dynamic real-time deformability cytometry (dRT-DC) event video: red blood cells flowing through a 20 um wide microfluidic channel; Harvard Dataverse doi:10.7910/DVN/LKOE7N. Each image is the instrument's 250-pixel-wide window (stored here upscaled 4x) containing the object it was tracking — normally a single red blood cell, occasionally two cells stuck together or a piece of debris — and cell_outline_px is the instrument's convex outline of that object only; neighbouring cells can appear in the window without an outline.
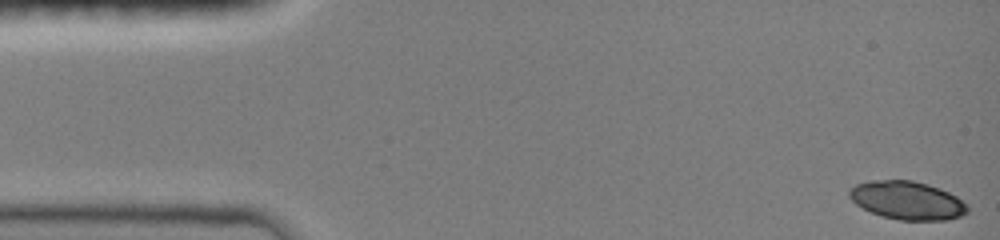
{"species": "common noctule bat (a hibernating species)", "species_latin": "Nyctalus noctula", "temperature_condition": "room temperature", "stored_images_in_passage": 41, "camera_frame_rate_fps": 3000, "um_per_image_px": 0.085, "animal": {"sex": "female", "body_mass_g": 19.0, "forearm_length_mm": 51.5}, "frame": {"image": 1, "passage_image": 1, "time_ms": 0.0, "image_size_px": [1000, 240], "cell_outline_px": [[968, 212], [960, 216], [944, 220], [900, 220], [880, 216], [856, 204], [848, 196], [848, 188], [856, 184], [872, 180], [912, 180], [928, 184], [940, 188], [956, 196], [968, 208]], "centroid_in_image_um": [77.07, 17.02], "position_along_channel_um": 7.9, "area_um2": 26.3}}
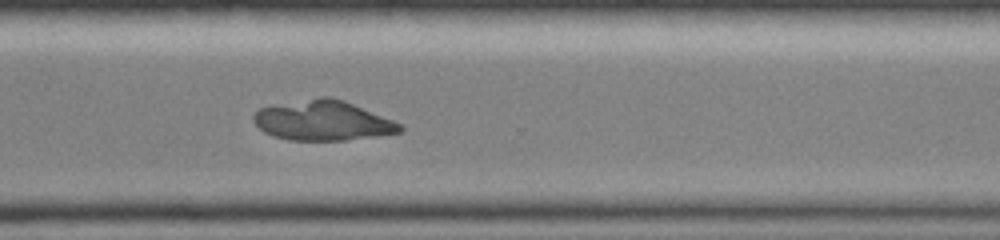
{"frame": {"image": 2, "passage_image": 31, "time_ms": 10.0, "image_size_px": [1000, 240], "cell_outline_px": [[404, 128], [400, 132], [376, 136], [344, 140], [288, 140], [272, 136], [264, 132], [252, 120], [252, 116], [260, 108], [320, 96], [332, 96], [344, 100], [392, 120], [400, 124]], "centroid_in_image_um": [27.42, 10.25], "position_along_channel_um": 343.2, "area_um2": 33.81}}
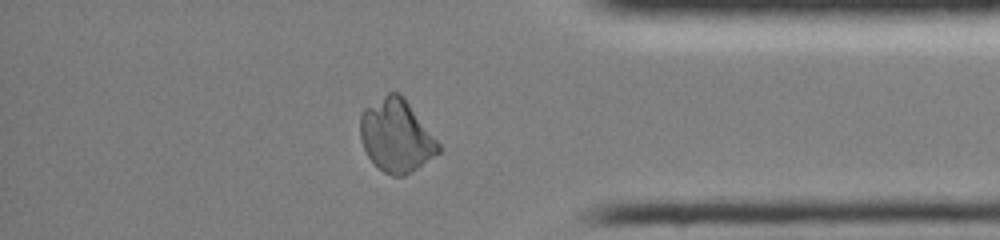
{"frame": {"image": 3, "passage_image": 36, "time_ms": 11.667, "image_size_px": [1000, 240], "cell_outline_px": [[444, 148], [440, 152], [404, 176], [392, 176], [384, 172], [368, 156], [360, 140], [360, 116], [364, 108], [388, 92], [400, 92], [404, 96]], "centroid_in_image_um": [33.7, 11.51], "position_along_channel_um": 401.5, "area_um2": 33.29}}